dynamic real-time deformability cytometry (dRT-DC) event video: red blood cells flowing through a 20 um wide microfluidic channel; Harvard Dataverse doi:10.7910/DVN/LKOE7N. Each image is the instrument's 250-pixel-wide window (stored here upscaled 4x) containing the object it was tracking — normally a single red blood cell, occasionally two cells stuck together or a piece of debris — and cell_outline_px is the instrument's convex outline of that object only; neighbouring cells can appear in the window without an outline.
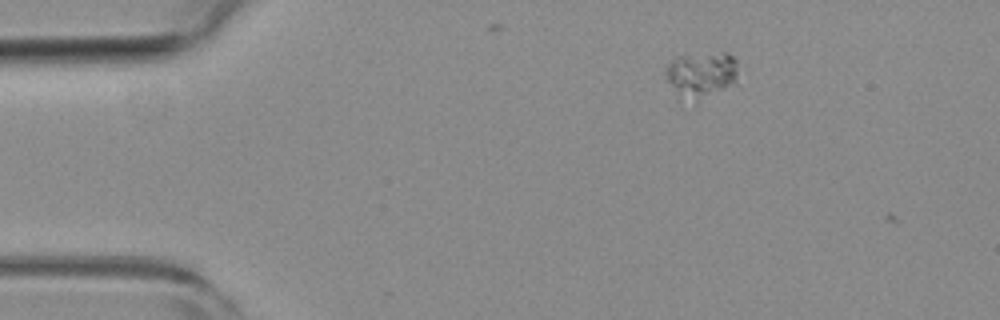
{"species": "common noctule bat (a hibernating species)", "species_latin": "Nyctalus noctula", "temperature_condition": "room temperature", "stored_images_in_passage": 4, "camera_frame_rate_fps": 3000, "um_per_image_px": 0.085, "animal": {"sex": "female", "body_mass_g": 19.3, "forearm_length_mm": 54.1}, "frame": {"image": 1, "passage_image": 3, "time_ms": 0.667, "image_size_px": [1000, 320], "cell_outline_px": [[736, 84], [696, 100], [676, 88], [664, 80], [664, 68], [676, 56], [720, 52], [728, 52], [736, 60]], "centroid_in_image_um": [59.64, 6.25], "position_along_channel_um": 25.4, "area_um2": 18.67}}